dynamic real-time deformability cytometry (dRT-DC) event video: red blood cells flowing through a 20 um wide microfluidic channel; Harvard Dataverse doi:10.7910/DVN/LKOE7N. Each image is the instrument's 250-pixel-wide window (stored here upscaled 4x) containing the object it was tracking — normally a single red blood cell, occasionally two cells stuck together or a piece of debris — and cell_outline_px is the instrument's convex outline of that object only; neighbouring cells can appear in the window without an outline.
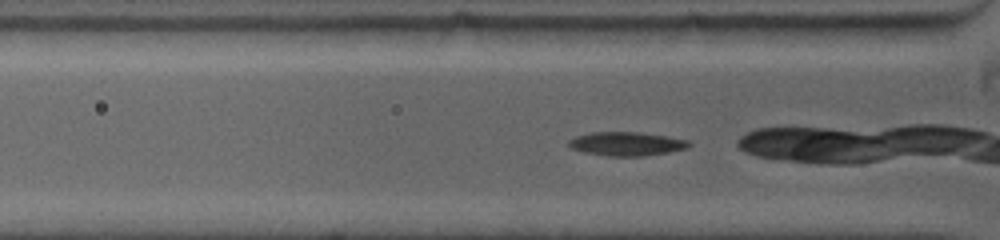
{"species": "common noctule bat (a hibernating species)", "species_latin": "Nyctalus noctula", "temperature_condition": "warm", "stored_images_in_passage": 46, "camera_frame_rate_fps": 5000, "um_per_image_px": 0.085, "animal": {"sex": "female", "body_mass_g": 19.0, "forearm_length_mm": 53.3}, "frame": {"image": 1, "passage_image": 3, "time_ms": 0.4, "image_size_px": [1000, 240], "cell_outline_px": [[692, 144], [688, 148], [668, 152], [640, 156], [608, 156], [584, 152], [572, 148], [568, 144], [568, 140], [576, 136], [588, 132], [640, 132], [668, 136], [688, 140]], "centroid_in_image_um": [53.26, 12.21], "position_along_channel_um": 72.5, "area_um2": 16.7}}
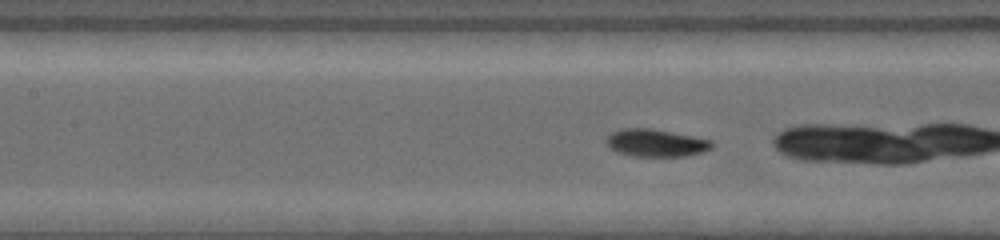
{"frame": {"image": 2, "passage_image": 12, "time_ms": 2.4, "image_size_px": [1000, 240], "cell_outline_px": [[712, 148], [704, 152], [684, 156], [632, 156], [616, 152], [608, 148], [604, 140], [612, 132], [620, 128], [648, 128], [692, 136], [712, 140]], "centroid_in_image_um": [55.7, 12.15], "position_along_channel_um": 151.7, "area_um2": 16.99}}
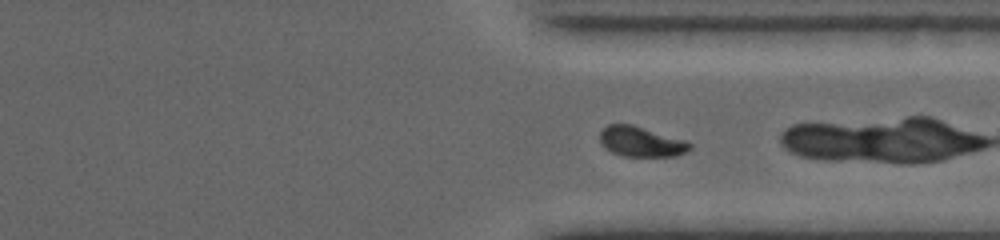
{"frame": {"image": 3, "passage_image": 37, "time_ms": 7.6, "image_size_px": [1000, 240], "cell_outline_px": [[692, 148], [676, 156], [624, 156], [612, 152], [604, 148], [600, 144], [600, 132], [608, 124], [632, 124], [684, 140], [692, 144]], "centroid_in_image_um": [54.46, 12.04], "position_along_channel_um": 356.9, "area_um2": 15.72}}